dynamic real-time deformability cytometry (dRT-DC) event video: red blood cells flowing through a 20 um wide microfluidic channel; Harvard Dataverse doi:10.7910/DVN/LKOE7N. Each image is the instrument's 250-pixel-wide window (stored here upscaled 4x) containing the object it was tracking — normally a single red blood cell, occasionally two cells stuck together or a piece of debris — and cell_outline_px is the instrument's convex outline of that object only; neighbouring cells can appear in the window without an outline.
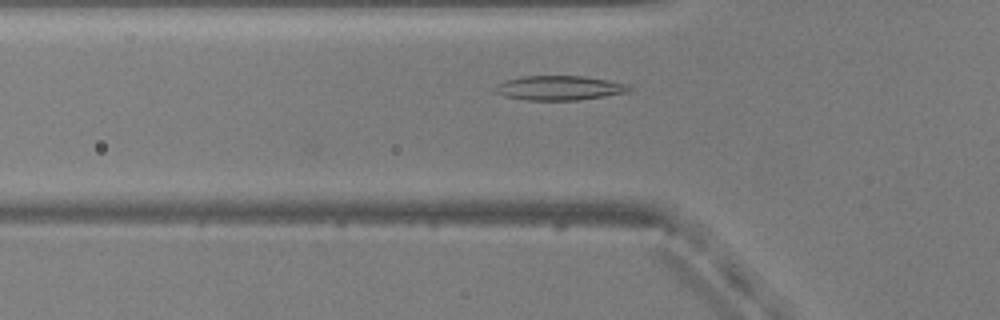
{"species": "common noctule bat (a hibernating species)", "species_latin": "Nyctalus noctula", "temperature_condition": "warm", "stored_images_in_passage": 36, "camera_frame_rate_fps": 3000, "um_per_image_px": 0.085, "animal": {"sex": "male", "body_mass_g": 20.5, "forearm_length_mm": 52.5}, "frame": {"image": 1, "passage_image": 5, "time_ms": 1.333, "image_size_px": [1000, 320], "cell_outline_px": [[632, 88], [628, 92], [580, 100], [528, 100], [504, 96], [496, 92], [496, 84], [504, 80], [524, 76], [584, 76], [628, 84]], "centroid_in_image_um": [47.54, 7.47], "position_along_channel_um": 78.3, "area_um2": 19.02}}
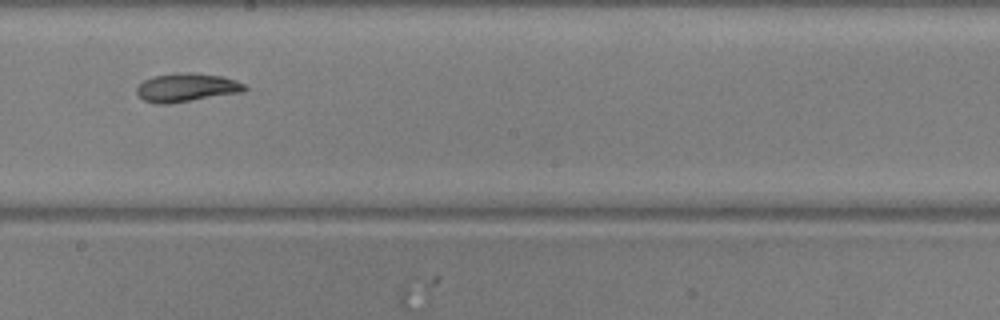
{"frame": {"image": 2, "passage_image": 17, "time_ms": 5.333, "image_size_px": [1000, 320], "cell_outline_px": [[248, 88], [244, 92], [172, 104], [156, 104], [144, 100], [136, 92], [136, 88], [144, 80], [152, 76], [180, 72], [196, 72], [220, 76], [236, 80], [244, 84]], "centroid_in_image_um": [15.88, 7.44], "position_along_channel_um": 232.3, "area_um2": 18.26}}
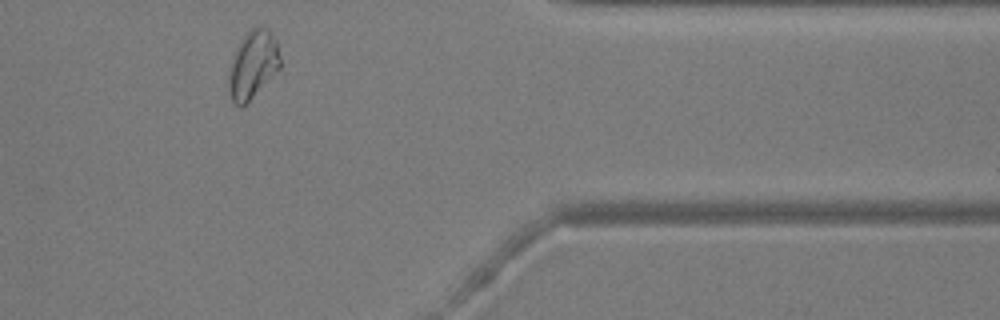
{"frame": {"image": 3, "passage_image": 31, "time_ms": 10.0, "image_size_px": [1000, 320], "cell_outline_px": [[280, 68], [240, 108], [232, 100], [228, 92], [228, 76], [232, 56], [236, 48], [248, 28], [256, 24], [264, 28], [276, 40], [280, 56]], "centroid_in_image_um": [21.46, 5.45], "position_along_channel_um": 389.9, "area_um2": 20.17}, "authors_computed_cell_mechanics": {"area_um2": 17.9758, "velocity_mm_per_s": 3.8274, "shape_relaxation_time_tau1_ms": 8.3227, "shape_relaxation_time_tau2_ms": 5.991, "deformation_change_tau1": 0.2169, "deformation_change_tau2": 0.1145}}